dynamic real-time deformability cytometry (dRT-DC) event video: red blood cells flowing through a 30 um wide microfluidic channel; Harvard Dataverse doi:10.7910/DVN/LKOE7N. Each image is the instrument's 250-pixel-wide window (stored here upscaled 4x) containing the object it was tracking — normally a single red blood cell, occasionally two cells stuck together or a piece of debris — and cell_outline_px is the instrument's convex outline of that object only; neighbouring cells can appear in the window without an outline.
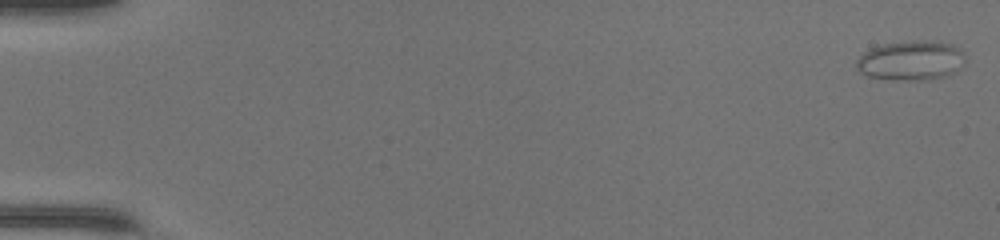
{"species": "common noctule bat (a hibernating species)", "species_latin": "Nyctalus noctula", "temperature_condition": "warm", "stored_images_in_passage": 49, "camera_frame_rate_fps": 3000, "um_per_image_px": 0.085, "animal": {"sex": "female", "body_mass_g": 17.0, "forearm_length_mm": 48.0}, "frame": {"image": 1, "passage_image": 1, "time_ms": 0.0, "image_size_px": [1000, 240], "cell_outline_px": [[964, 56], [956, 68], [952, 72], [944, 76], [920, 80], [904, 80], [868, 76], [860, 72], [856, 68], [856, 60], [864, 52], [872, 48], [884, 44], [952, 44]], "centroid_in_image_um": [77.31, 5.2], "position_along_channel_um": 7.7, "area_um2": 23.18}}
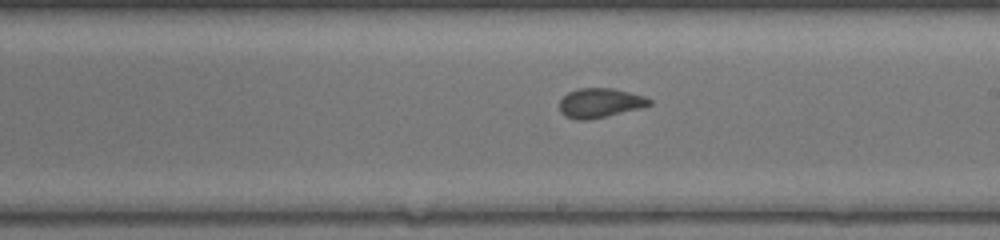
{"frame": {"image": 2, "passage_image": 29, "time_ms": 9.333, "image_size_px": [1000, 240], "cell_outline_px": [[652, 104], [588, 120], [576, 120], [564, 116], [560, 112], [560, 100], [568, 92], [576, 88], [612, 88], [644, 96], [652, 100]], "centroid_in_image_um": [50.93, 8.74], "position_along_channel_um": 238.1, "area_um2": 15.14}}
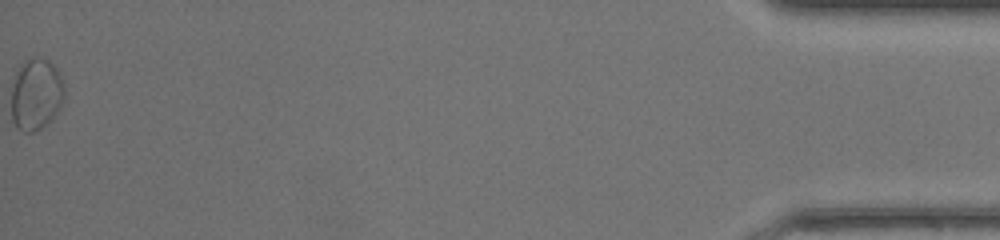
{"frame": {"image": 3, "passage_image": 49, "time_ms": 16.0, "image_size_px": [1000, 240], "cell_outline_px": [[64, 96], [56, 112], [40, 128], [32, 132], [24, 132], [12, 120], [12, 88], [16, 72], [20, 64], [24, 60], [48, 60], [56, 68], [64, 84]], "centroid_in_image_um": [3.05, 8.01], "position_along_channel_um": 432.2, "area_um2": 21.39}, "authors_computed_cell_mechanics": {"area_um2": 16.4152, "velocity_mm_per_s": 4.3661, "shape_relaxation_time_tau1_ms": null, "shape_relaxation_time_tau2_ms": 0.8344, "deformation_change_tau1": null, "deformation_change_tau2": 0.0639}}